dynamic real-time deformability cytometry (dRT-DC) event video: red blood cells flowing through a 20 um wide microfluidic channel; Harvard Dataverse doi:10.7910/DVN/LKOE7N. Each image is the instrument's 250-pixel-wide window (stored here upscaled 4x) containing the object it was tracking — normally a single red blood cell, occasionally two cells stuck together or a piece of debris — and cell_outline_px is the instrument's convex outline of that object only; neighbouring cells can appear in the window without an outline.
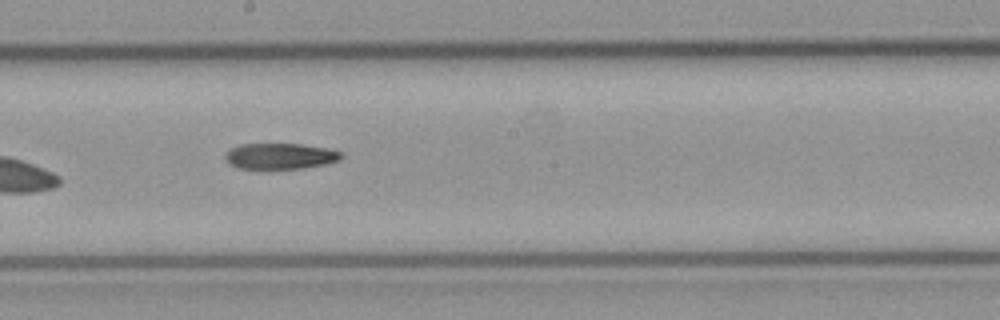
{"species": "common noctule bat (a hibernating species)", "species_latin": "Nyctalus noctula", "temperature_condition": "cold", "stored_images_in_passage": 15, "camera_frame_rate_fps": 3000, "um_per_image_px": 0.085, "animal": {"sex": "male", "body_mass_g": 23.1, "forearm_length_mm": 52.7}, "frame": {"image": 1, "passage_image": 9, "time_ms": 2.667, "image_size_px": [1000, 320], "cell_outline_px": [[344, 156], [340, 160], [324, 164], [300, 168], [236, 168], [228, 164], [224, 156], [232, 148], [240, 144], [300, 144], [324, 148], [340, 152]], "centroid_in_image_um": [23.78, 13.27], "position_along_channel_um": 224.4, "area_um2": 17.22}}
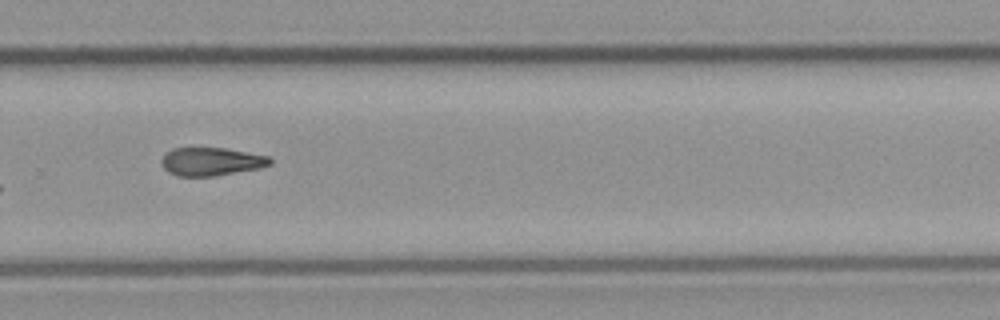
{"frame": {"image": 2, "passage_image": 11, "time_ms": 3.333, "image_size_px": [1000, 320], "cell_outline_px": [[272, 164], [260, 168], [216, 176], [176, 176], [168, 172], [164, 168], [160, 160], [172, 148], [224, 148], [268, 156], [272, 160]], "centroid_in_image_um": [17.96, 13.74], "position_along_channel_um": 311.8, "area_um2": 17.8}}